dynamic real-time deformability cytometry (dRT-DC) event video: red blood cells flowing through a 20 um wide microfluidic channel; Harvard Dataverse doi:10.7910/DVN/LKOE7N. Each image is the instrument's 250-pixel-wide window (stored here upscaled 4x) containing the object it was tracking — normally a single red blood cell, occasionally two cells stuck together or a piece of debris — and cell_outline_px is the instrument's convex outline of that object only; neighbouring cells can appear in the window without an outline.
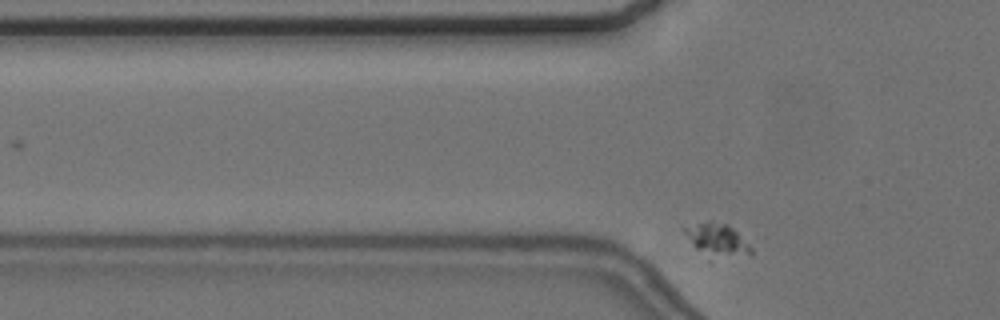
{"species": "common noctule bat (a hibernating species)", "species_latin": "Nyctalus noctula", "temperature_condition": "cold", "stored_images_in_passage": 36, "camera_frame_rate_fps": 3000, "um_per_image_px": 0.085, "animal": {"sex": "female", "body_mass_g": 24.6, "forearm_length_mm": 56.2}, "frame": {"image": 1, "passage_image": 2, "time_ms": 0.333, "image_size_px": [1000, 320], "cell_outline_px": [[752, 256], [696, 248], [692, 244], [684, 232], [684, 228], [700, 224], [728, 224], [752, 248]], "centroid_in_image_um": [61.0, 20.31], "position_along_channel_um": 64.8, "area_um2": 10.46}}
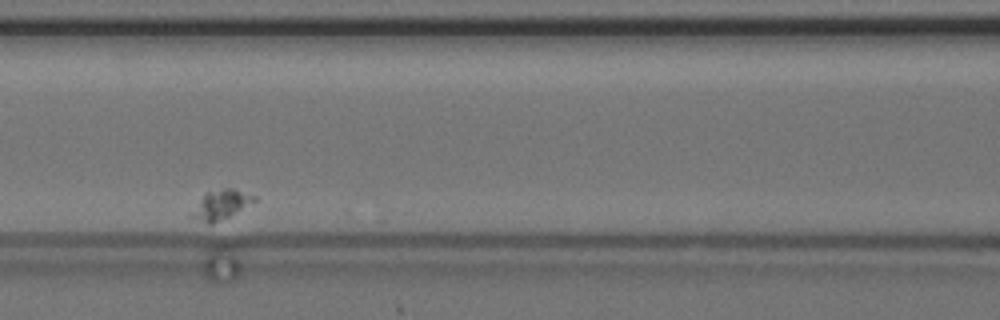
{"frame": {"image": 2, "passage_image": 11, "time_ms": 3.333, "image_size_px": [1000, 320], "cell_outline_px": [[256, 200], [228, 216], [212, 224], [208, 224], [188, 216], [200, 200], [208, 192], [224, 188], [232, 188], [256, 196]], "centroid_in_image_um": [18.75, 17.41], "position_along_channel_um": 147.8, "area_um2": 10.29}}
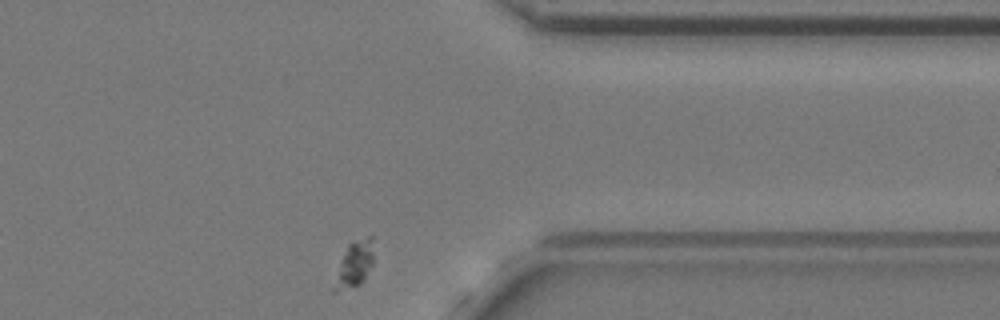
{"frame": {"image": 3, "passage_image": 36, "time_ms": 11.667, "image_size_px": [1000, 320], "cell_outline_px": [[372, 264], [364, 280], [360, 284], [336, 292], [332, 292], [332, 288], [340, 260], [348, 244], [368, 236], [372, 236]], "centroid_in_image_um": [30.09, 22.49], "position_along_channel_um": 381.3, "area_um2": 10.35}}